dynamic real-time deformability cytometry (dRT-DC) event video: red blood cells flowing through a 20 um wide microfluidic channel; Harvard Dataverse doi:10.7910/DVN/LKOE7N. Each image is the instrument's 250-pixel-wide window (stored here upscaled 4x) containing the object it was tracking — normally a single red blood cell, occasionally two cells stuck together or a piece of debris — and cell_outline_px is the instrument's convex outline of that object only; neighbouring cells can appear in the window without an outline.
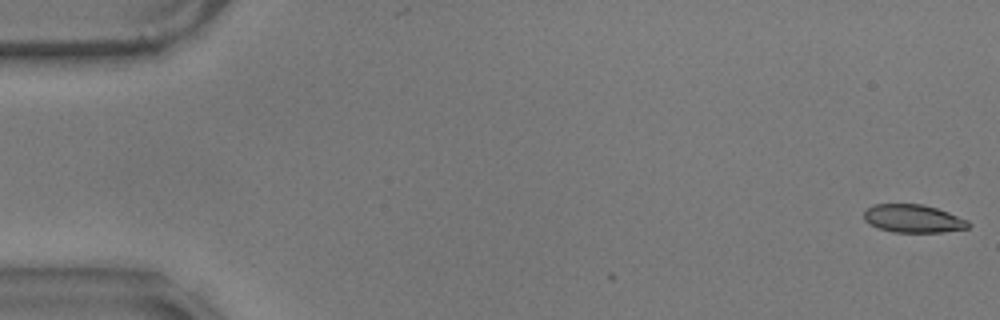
{"species": "common noctule bat (a hibernating species)", "species_latin": "Nyctalus noctula", "temperature_condition": "warm", "stored_images_in_passage": 3, "camera_frame_rate_fps": 3000, "um_per_image_px": 0.085, "animal": {"sex": "male", "body_mass_g": 17.9}, "frame": {"image": 1, "passage_image": 3, "time_ms": 0.667, "image_size_px": [1000, 320], "cell_outline_px": [[972, 224], [968, 228], [944, 232], [892, 232], [868, 224], [864, 220], [864, 212], [872, 204], [920, 204], [936, 208], [948, 212], [968, 220]], "centroid_in_image_um": [77.62, 18.58], "position_along_channel_um": 7.4, "area_um2": 17.11}}